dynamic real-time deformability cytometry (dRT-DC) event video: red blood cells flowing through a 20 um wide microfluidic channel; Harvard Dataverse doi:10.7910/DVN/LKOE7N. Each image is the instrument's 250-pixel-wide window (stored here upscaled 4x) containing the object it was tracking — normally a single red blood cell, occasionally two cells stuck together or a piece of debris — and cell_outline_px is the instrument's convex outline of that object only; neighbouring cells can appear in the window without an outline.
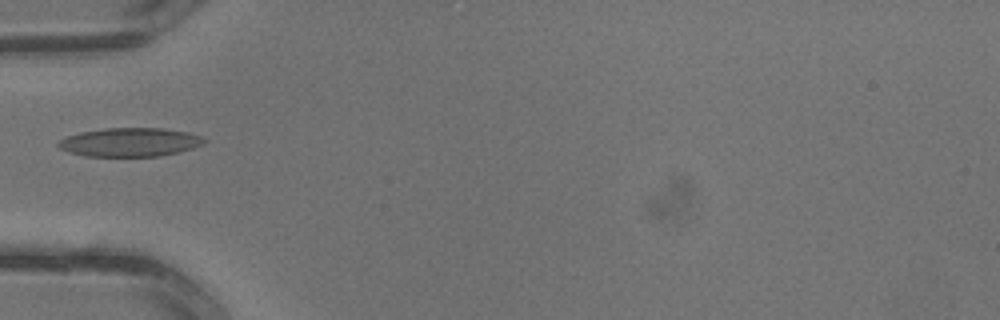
{"species": "common noctule bat (a hibernating species)", "species_latin": "Nyctalus noctula", "temperature_condition": "warm", "stored_images_in_passage": 2, "camera_frame_rate_fps": 3000, "um_per_image_px": 0.085, "animal": {"sex": "male", "body_mass_g": 13.3}, "frame": {"image": 1, "passage_image": 2, "time_ms": 0.333, "image_size_px": [1000, 320], "cell_outline_px": [[208, 140], [204, 144], [180, 152], [160, 156], [88, 156], [68, 152], [60, 148], [56, 144], [60, 140], [68, 136], [80, 132], [104, 128], [164, 128], [188, 132], [200, 136]], "centroid_in_image_um": [11.07, 12.08], "position_along_channel_um": 73.9, "area_um2": 24.45}}